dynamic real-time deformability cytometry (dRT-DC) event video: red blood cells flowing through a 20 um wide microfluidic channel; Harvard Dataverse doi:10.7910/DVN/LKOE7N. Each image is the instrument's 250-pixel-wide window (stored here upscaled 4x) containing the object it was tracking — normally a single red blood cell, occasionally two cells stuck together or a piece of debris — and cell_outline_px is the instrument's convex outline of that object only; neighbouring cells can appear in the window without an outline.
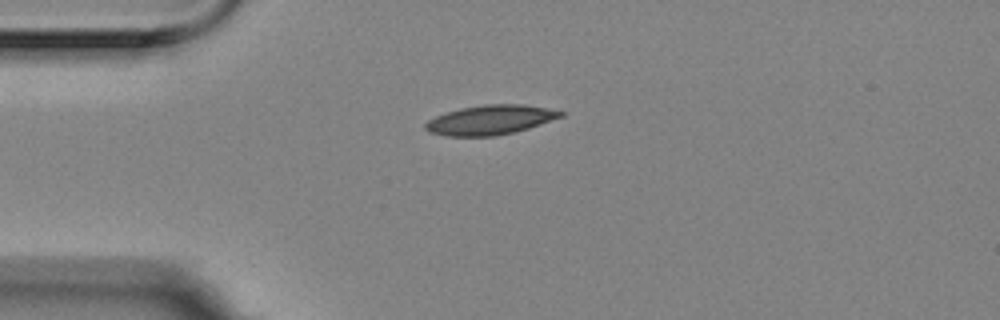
{"species": "Egyptian fruit bat (a non-hibernating species)", "species_latin": "Rousettus aegyptiacus", "temperature_condition": "room temperature", "stored_images_in_passage": 3, "camera_frame_rate_fps": 3000, "um_per_image_px": 0.085, "animal": {"sex": "female"}, "frame": {"image": 1, "passage_image": 1, "time_ms": 0.0, "image_size_px": [1000, 320], "cell_outline_px": [[564, 116], [516, 132], [496, 136], [448, 136], [428, 132], [424, 128], [424, 124], [428, 120], [444, 112], [460, 108], [484, 104], [524, 104], [564, 112]], "centroid_in_image_um": [41.63, 10.19], "position_along_channel_um": 43.4, "area_um2": 23.35}}
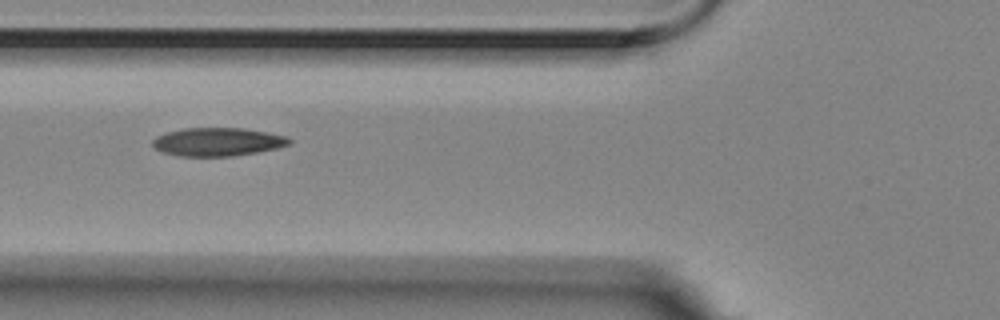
{"frame": {"image": 2, "passage_image": 3, "time_ms": 0.667, "image_size_px": [1000, 320], "cell_outline_px": [[292, 144], [276, 148], [256, 152], [232, 156], [180, 156], [164, 152], [156, 148], [152, 144], [152, 140], [156, 136], [168, 132], [184, 128], [244, 128], [288, 136], [292, 140]], "centroid_in_image_um": [18.53, 12.05], "position_along_channel_um": 107.3, "area_um2": 22.48}}